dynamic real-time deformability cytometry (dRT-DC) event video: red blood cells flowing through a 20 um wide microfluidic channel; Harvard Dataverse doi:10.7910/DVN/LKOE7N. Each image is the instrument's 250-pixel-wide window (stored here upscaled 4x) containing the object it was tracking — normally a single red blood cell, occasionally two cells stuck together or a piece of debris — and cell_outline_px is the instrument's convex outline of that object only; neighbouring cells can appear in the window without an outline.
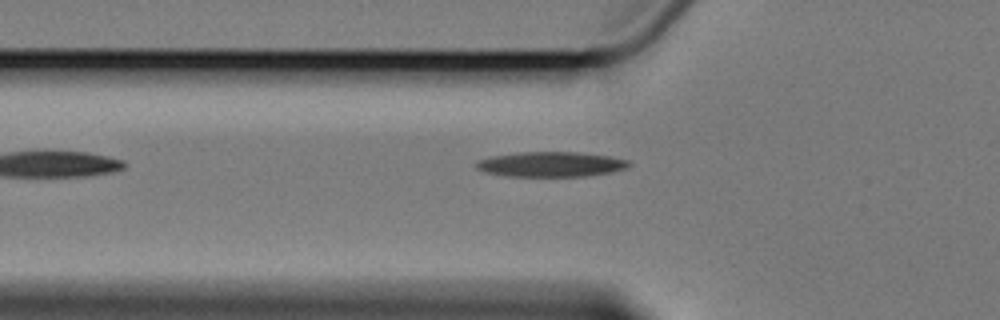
{"species": "Egyptian fruit bat (a non-hibernating species)", "species_latin": "Rousettus aegyptiacus", "temperature_condition": "cold", "stored_images_in_passage": 8, "camera_frame_rate_fps": 3000, "um_per_image_px": 0.085, "animal": {"sex": "female"}, "frame": {"image": 1, "passage_image": 8, "time_ms": 8.333, "image_size_px": [1000, 320], "cell_outline_px": [[632, 164], [628, 168], [612, 172], [588, 176], [504, 176], [484, 172], [476, 168], [476, 160], [492, 156], [520, 152], [576, 152], [612, 156], [628, 160]], "centroid_in_image_um": [46.85, 13.96], "position_along_channel_um": 78.9, "area_um2": 22.48}}